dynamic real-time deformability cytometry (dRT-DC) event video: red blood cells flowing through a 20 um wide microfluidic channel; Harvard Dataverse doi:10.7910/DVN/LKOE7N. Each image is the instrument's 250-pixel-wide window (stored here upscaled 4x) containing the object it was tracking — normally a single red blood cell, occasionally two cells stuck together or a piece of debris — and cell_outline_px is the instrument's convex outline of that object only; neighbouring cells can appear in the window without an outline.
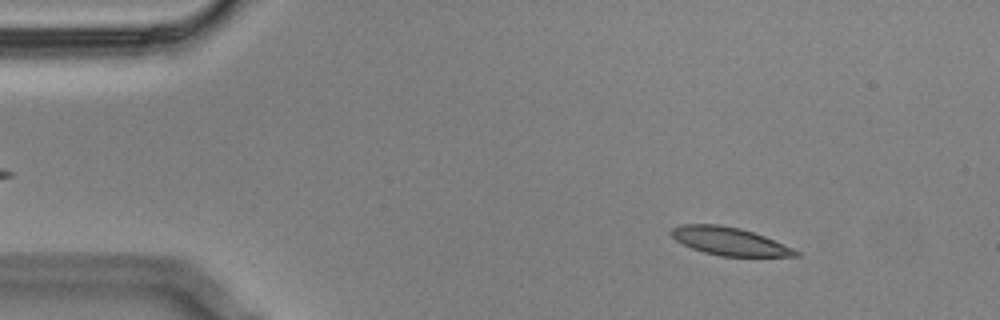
{"species": "Egyptian fruit bat (a non-hibernating species)", "species_latin": "Rousettus aegyptiacus", "temperature_condition": "cold", "stored_images_in_passage": 57, "camera_frame_rate_fps": 3000, "um_per_image_px": 0.085, "animal": {"sex": "male"}, "frame": {"image": 1, "passage_image": 7, "time_ms": 2.0, "image_size_px": [1000, 320], "cell_outline_px": [[800, 256], [720, 256], [704, 252], [692, 248], [676, 240], [668, 232], [672, 228], [680, 224], [720, 224], [740, 228], [764, 236], [792, 248], [800, 252]], "centroid_in_image_um": [61.96, 20.5], "position_along_channel_um": 23.0, "area_um2": 20.11}}
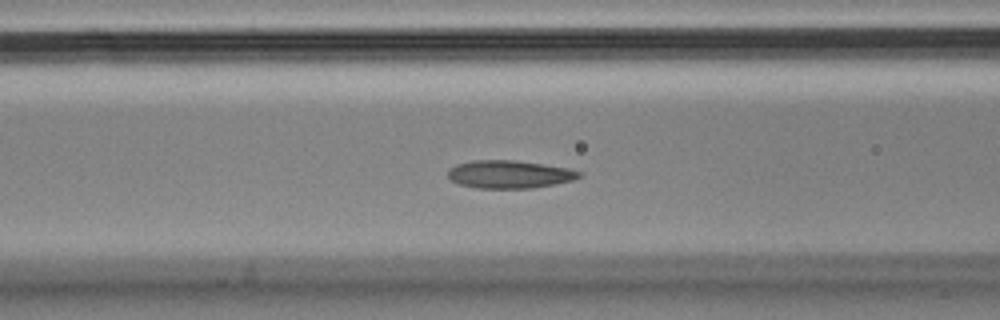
{"frame": {"image": 2, "passage_image": 22, "time_ms": 7.0, "image_size_px": [1000, 320], "cell_outline_px": [[580, 176], [572, 180], [556, 184], [532, 188], [476, 188], [460, 184], [452, 180], [448, 176], [448, 168], [456, 164], [472, 160], [516, 160], [544, 164], [568, 168], [580, 172]], "centroid_in_image_um": [43.27, 14.81], "position_along_channel_um": 123.3, "area_um2": 21.33}}
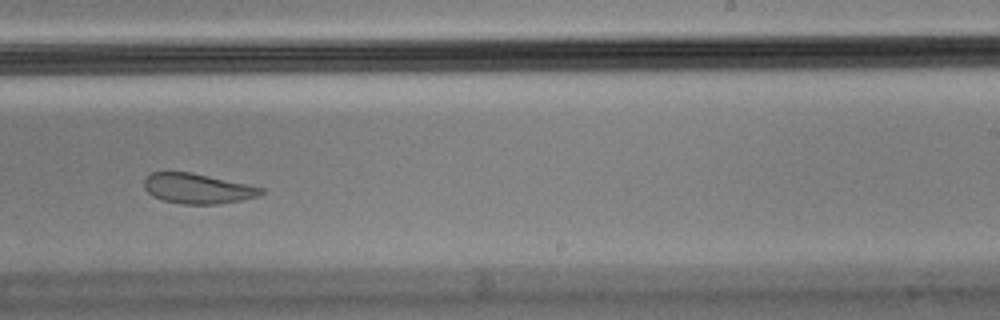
{"frame": {"image": 3, "passage_image": 35, "time_ms": 11.333, "image_size_px": [1000, 320], "cell_outline_px": [[264, 192], [260, 196], [220, 204], [180, 204], [164, 200], [152, 196], [144, 188], [144, 180], [152, 172], [192, 172], [248, 184], [264, 188]], "centroid_in_image_um": [16.81, 16.03], "position_along_channel_um": 272.2, "area_um2": 20.58}, "authors_computed_cell_mechanics": {"area_um2": 21.3282, "velocity_mm_per_s": 3.4424, "shape_relaxation_time_tau1_ms": 7.268, "shape_relaxation_time_tau2_ms": 2.5947, "deformation_change_tau1": 0.1899, "deformation_change_tau2": 0.0892}}